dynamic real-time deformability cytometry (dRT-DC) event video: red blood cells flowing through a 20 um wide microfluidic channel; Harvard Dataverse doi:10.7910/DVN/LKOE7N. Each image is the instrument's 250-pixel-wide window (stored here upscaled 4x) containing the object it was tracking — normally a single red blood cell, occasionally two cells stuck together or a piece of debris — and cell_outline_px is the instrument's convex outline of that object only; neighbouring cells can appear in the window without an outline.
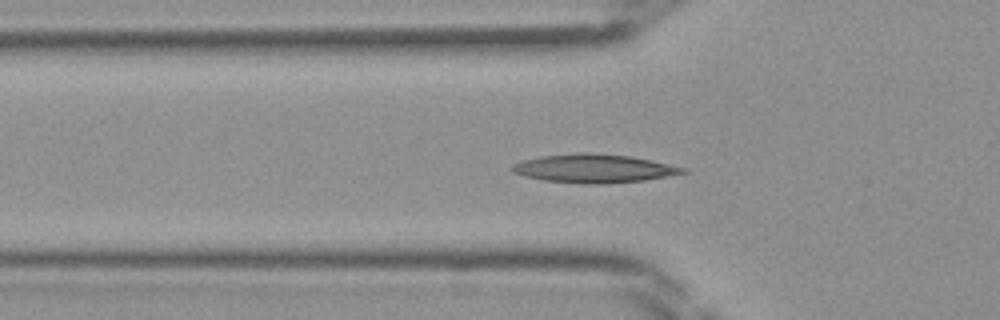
{"species": "Egyptian fruit bat (a non-hibernating species)", "species_latin": "Rousettus aegyptiacus", "temperature_condition": "room temperature", "stored_images_in_passage": 38, "camera_frame_rate_fps": 3000, "um_per_image_px": 0.085, "frame": {"image": 1, "passage_image": 14, "time_ms": 4.333, "image_size_px": [1000, 320], "cell_outline_px": [[688, 172], [644, 180], [604, 184], [580, 184], [544, 180], [524, 176], [512, 172], [508, 168], [512, 164], [524, 160], [540, 156], [580, 152], [588, 152], [632, 156], [652, 160], [688, 168]], "centroid_in_image_um": [50.47, 14.31], "position_along_channel_um": 75.3, "area_um2": 28.67}}
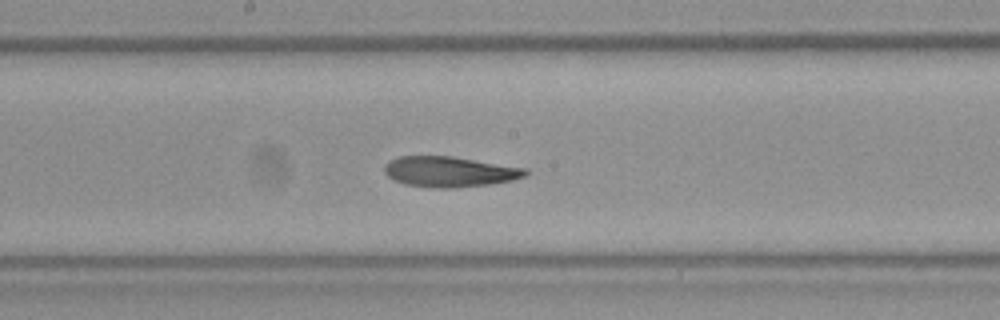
{"frame": {"image": 2, "passage_image": 23, "time_ms": 7.333, "image_size_px": [1000, 320], "cell_outline_px": [[528, 172], [524, 176], [512, 180], [488, 184], [452, 188], [436, 188], [404, 184], [388, 176], [384, 172], [384, 164], [388, 160], [400, 156], [452, 156], [528, 168]], "centroid_in_image_um": [38.2, 14.58], "position_along_channel_um": 210.0, "area_um2": 25.03}}
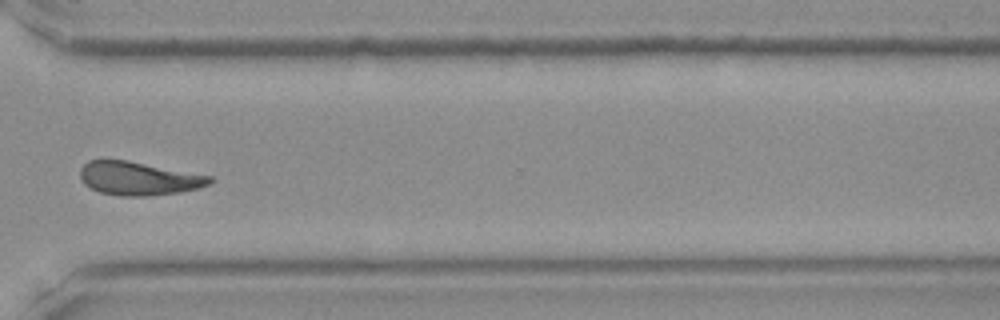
{"frame": {"image": 3, "passage_image": 33, "time_ms": 10.667, "image_size_px": [1000, 320], "cell_outline_px": [[212, 180], [208, 184], [200, 188], [180, 192], [144, 196], [120, 196], [100, 192], [84, 184], [80, 176], [80, 168], [88, 160], [128, 160], [212, 176]], "centroid_in_image_um": [11.78, 15.16], "position_along_channel_um": 358.8, "area_um2": 25.2}}